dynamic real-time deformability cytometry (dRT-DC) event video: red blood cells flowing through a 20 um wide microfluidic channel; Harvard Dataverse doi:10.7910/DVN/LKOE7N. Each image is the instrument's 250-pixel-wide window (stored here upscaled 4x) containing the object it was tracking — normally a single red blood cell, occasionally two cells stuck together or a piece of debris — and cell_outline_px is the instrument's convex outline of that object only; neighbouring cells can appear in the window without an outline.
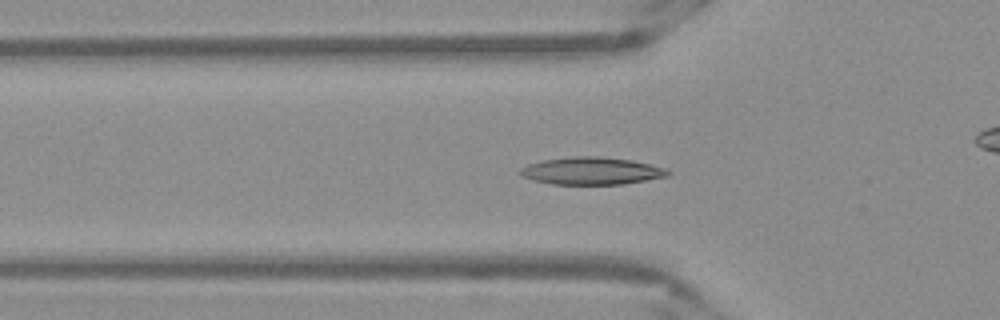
{"species": "Egyptian fruit bat (a non-hibernating species)", "species_latin": "Rousettus aegyptiacus", "temperature_condition": "warm", "stored_images_in_passage": 53, "camera_frame_rate_fps": 3000, "um_per_image_px": 0.085, "frame": {"image": 1, "passage_image": 17, "time_ms": 5.333, "image_size_px": [1000, 320], "cell_outline_px": [[672, 172], [668, 176], [624, 184], [552, 184], [532, 180], [520, 176], [516, 172], [520, 168], [528, 164], [544, 160], [572, 156], [600, 156], [632, 160], [664, 168]], "centroid_in_image_um": [50.23, 14.53], "position_along_channel_um": 75.6, "area_um2": 23.7}}
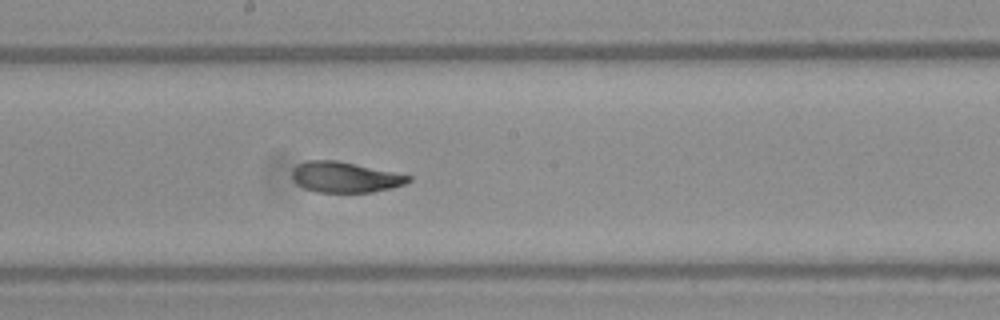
{"frame": {"image": 2, "passage_image": 28, "time_ms": 9.0, "image_size_px": [1000, 320], "cell_outline_px": [[412, 180], [404, 184], [392, 188], [372, 192], [316, 192], [304, 188], [292, 176], [292, 172], [296, 164], [308, 160], [336, 160], [412, 176]], "centroid_in_image_um": [29.34, 15.06], "position_along_channel_um": 218.9, "area_um2": 20.52}}
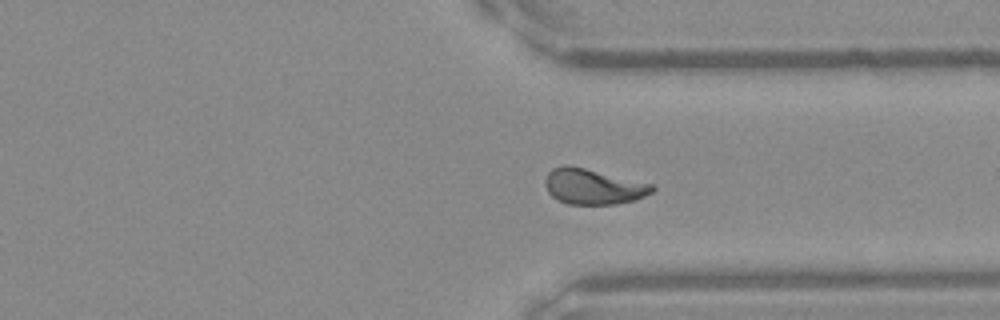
{"frame": {"image": 3, "passage_image": 39, "time_ms": 12.667, "image_size_px": [1000, 320], "cell_outline_px": [[656, 188], [652, 192], [636, 200], [616, 204], [568, 204], [556, 200], [548, 192], [544, 184], [544, 180], [548, 172], [552, 168], [564, 164], [568, 164], [652, 184]], "centroid_in_image_um": [50.38, 15.86], "position_along_channel_um": 361.0, "area_um2": 22.25}, "authors_computed_cell_mechanics": {"area_um2": 21.7906, "velocity_mm_per_s": 3.8763, "shape_relaxation_time_tau1_ms": 4.7936, "shape_relaxation_time_tau2_ms": 1.8946, "deformation_change_tau1": 0.1754, "deformation_change_tau2": 0.0704}}